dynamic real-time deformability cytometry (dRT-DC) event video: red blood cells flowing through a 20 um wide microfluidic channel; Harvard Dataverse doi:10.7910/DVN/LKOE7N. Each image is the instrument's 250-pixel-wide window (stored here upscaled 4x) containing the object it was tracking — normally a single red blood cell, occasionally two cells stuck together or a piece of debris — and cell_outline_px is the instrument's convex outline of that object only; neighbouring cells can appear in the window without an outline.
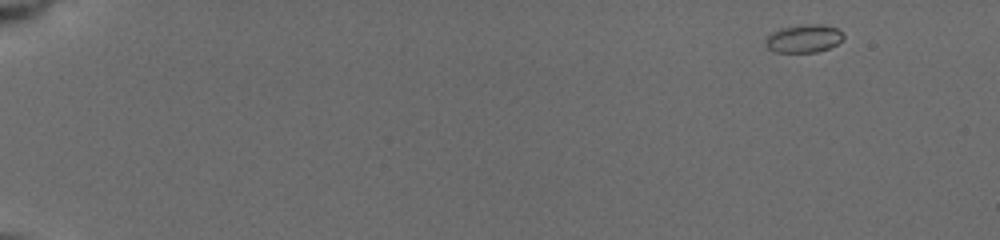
{"species": "common noctule bat (a hibernating species)", "species_latin": "Nyctalus noctula", "temperature_condition": "cold", "stored_images_in_passage": 26, "camera_frame_rate_fps": 3000, "um_per_image_px": 0.085, "animal": {"sex": "female", "body_mass_g": 19.5, "forearm_length_mm": 54.1}, "frame": {"image": 1, "passage_image": 1, "time_ms": 0.0, "image_size_px": [1000, 240], "cell_outline_px": [[844, 36], [836, 44], [828, 48], [816, 52], [772, 52], [764, 44], [764, 40], [772, 32], [780, 28], [800, 24], [824, 24], [836, 28]], "centroid_in_image_um": [68.26, 3.27], "position_along_channel_um": 16.7, "area_um2": 12.77}}
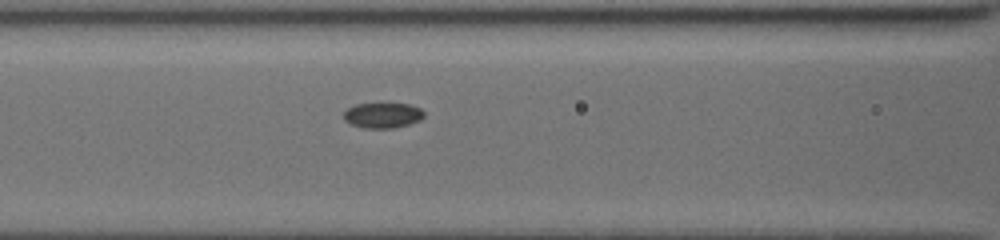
{"frame": {"image": 2, "passage_image": 15, "time_ms": 7.0, "image_size_px": [1000, 240], "cell_outline_px": [[424, 116], [420, 120], [408, 124], [392, 128], [364, 128], [348, 124], [344, 120], [344, 112], [348, 108], [356, 104], [380, 100], [408, 104], [420, 108], [424, 112]], "centroid_in_image_um": [32.5, 9.75], "position_along_channel_um": 134.1, "area_um2": 12.54}}
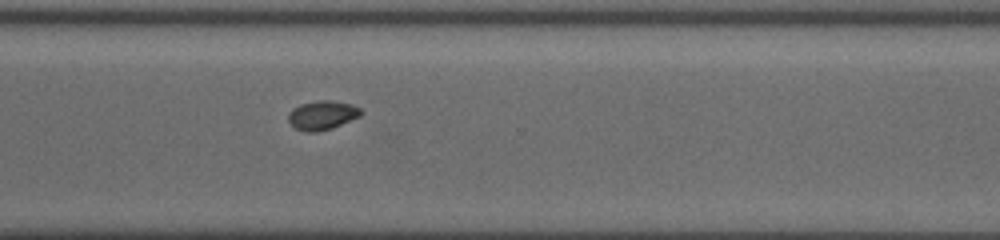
{"frame": {"image": 3, "passage_image": 26, "time_ms": 12.333, "image_size_px": [1000, 240], "cell_outline_px": [[364, 112], [360, 116], [332, 128], [316, 132], [304, 132], [296, 128], [288, 120], [288, 112], [292, 108], [300, 104], [316, 100], [332, 100], [352, 104], [360, 108]], "centroid_in_image_um": [27.39, 9.78], "position_along_channel_um": 343.2, "area_um2": 12.43}}